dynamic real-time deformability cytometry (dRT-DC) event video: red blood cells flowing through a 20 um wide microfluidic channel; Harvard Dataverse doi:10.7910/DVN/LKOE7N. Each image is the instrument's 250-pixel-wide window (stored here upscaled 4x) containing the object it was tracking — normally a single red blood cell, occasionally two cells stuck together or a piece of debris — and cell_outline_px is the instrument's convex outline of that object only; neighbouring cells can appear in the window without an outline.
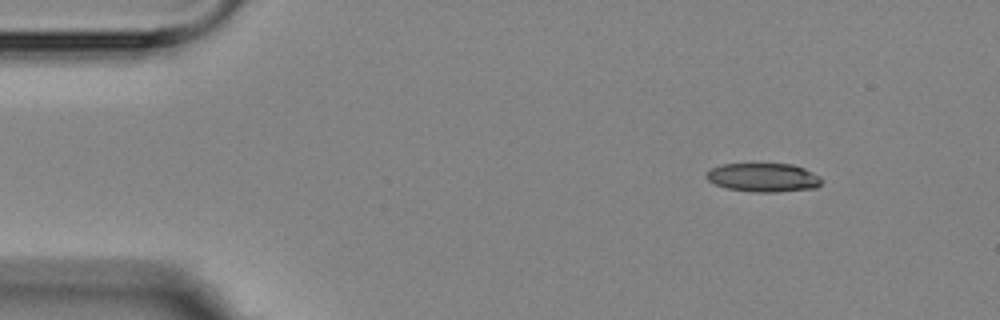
{"species": "Egyptian fruit bat (a non-hibernating species)", "species_latin": "Rousettus aegyptiacus", "temperature_condition": "room temperature", "stored_images_in_passage": 7, "camera_frame_rate_fps": 3000, "um_per_image_px": 0.085, "animal": {"sex": "female"}, "frame": {"image": 1, "passage_image": 1, "time_ms": 0.0, "image_size_px": [1000, 320], "cell_outline_px": [[824, 180], [816, 188], [780, 192], [752, 192], [728, 188], [716, 184], [708, 180], [704, 176], [712, 168], [724, 164], [792, 164], [804, 168], [820, 176]], "centroid_in_image_um": [64.93, 15.09], "position_along_channel_um": 20.1, "area_um2": 19.31}}
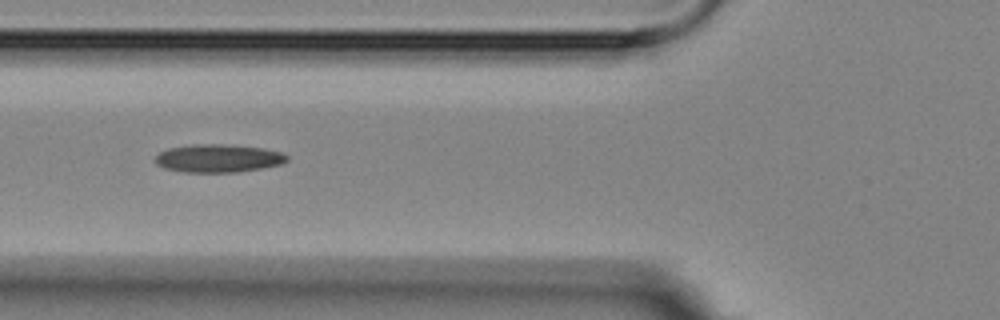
{"frame": {"image": 2, "passage_image": 5, "time_ms": 4.667, "image_size_px": [1000, 320], "cell_outline_px": [[288, 160], [280, 164], [264, 168], [240, 172], [184, 172], [164, 168], [156, 164], [156, 156], [160, 152], [168, 148], [192, 144], [220, 144], [264, 148], [280, 152], [288, 156]], "centroid_in_image_um": [18.55, 13.46], "position_along_channel_um": 107.2, "area_um2": 21.56}}
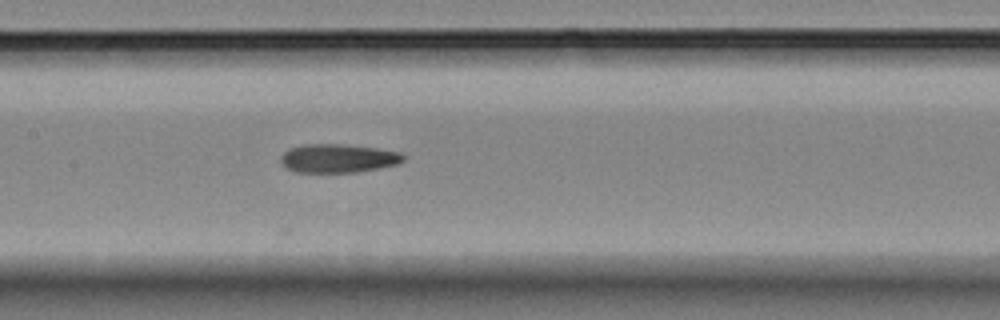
{"frame": {"image": 3, "passage_image": 7, "time_ms": 6.667, "image_size_px": [1000, 320], "cell_outline_px": [[404, 160], [400, 164], [380, 168], [356, 172], [296, 172], [284, 168], [280, 160], [280, 156], [288, 148], [304, 144], [344, 144], [380, 148], [404, 152]], "centroid_in_image_um": [28.76, 13.45], "position_along_channel_um": 178.6, "area_um2": 20.92}}